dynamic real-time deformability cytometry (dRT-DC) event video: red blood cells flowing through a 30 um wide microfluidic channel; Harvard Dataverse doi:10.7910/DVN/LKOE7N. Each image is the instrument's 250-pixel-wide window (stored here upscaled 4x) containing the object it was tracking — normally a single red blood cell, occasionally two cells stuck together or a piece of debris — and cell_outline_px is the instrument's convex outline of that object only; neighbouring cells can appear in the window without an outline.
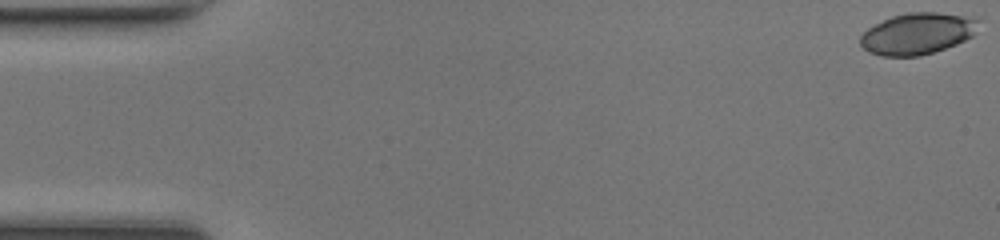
{"species": "common noctule bat (a hibernating species)", "species_latin": "Nyctalus noctula", "temperature_condition": "room temperature", "stored_images_in_passage": 48, "camera_frame_rate_fps": 3000, "um_per_image_px": 0.085, "animal": {"sex": "female", "body_mass_g": 17.0, "forearm_length_mm": 48.0}, "frame": {"image": 1, "passage_image": 1, "time_ms": 0.0, "image_size_px": [1000, 240], "cell_outline_px": [[980, 20], [972, 36], [956, 44], [920, 56], [880, 56], [868, 52], [860, 44], [860, 36], [868, 28], [892, 16], [908, 12], [936, 12], [980, 16]], "centroid_in_image_um": [78.02, 2.84], "position_along_channel_um": 7.0, "area_um2": 28.73}}
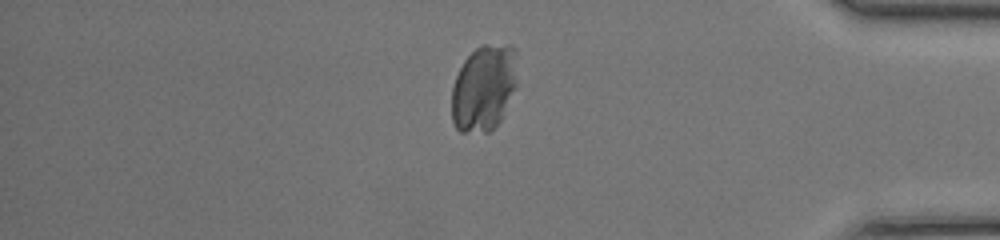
{"frame": {"image": 2, "passage_image": 41, "time_ms": 13.333, "image_size_px": [1000, 240], "cell_outline_px": [[516, 84], [500, 120], [488, 132], [460, 132], [456, 128], [452, 120], [452, 88], [456, 76], [464, 60], [480, 44], [512, 44], [516, 48]], "centroid_in_image_um": [41.12, 7.43], "position_along_channel_um": 394.1, "area_um2": 32.95}}
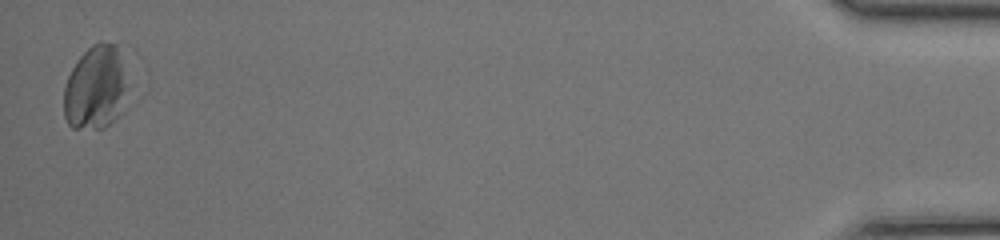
{"frame": {"image": 3, "passage_image": 48, "time_ms": 15.667, "image_size_px": [1000, 240], "cell_outline_px": [[124, 88], [120, 112], [104, 128], [72, 128], [68, 124], [64, 116], [64, 88], [68, 76], [76, 60], [92, 44], [100, 40], [116, 44], [124, 48]], "centroid_in_image_um": [8.1, 7.37], "position_along_channel_um": 427.1, "area_um2": 31.21}}